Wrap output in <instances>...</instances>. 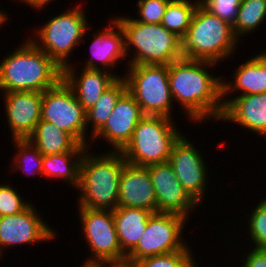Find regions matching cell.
<instances>
[{"label": "cell", "mask_w": 266, "mask_h": 267, "mask_svg": "<svg viewBox=\"0 0 266 267\" xmlns=\"http://www.w3.org/2000/svg\"><path fill=\"white\" fill-rule=\"evenodd\" d=\"M114 16L125 35L126 55L131 58H127L126 68L128 65H169L183 57L181 38L162 24L135 21L128 14Z\"/></svg>", "instance_id": "cell-4"}, {"label": "cell", "mask_w": 266, "mask_h": 267, "mask_svg": "<svg viewBox=\"0 0 266 267\" xmlns=\"http://www.w3.org/2000/svg\"><path fill=\"white\" fill-rule=\"evenodd\" d=\"M81 267H99V266H94V265H81Z\"/></svg>", "instance_id": "cell-39"}, {"label": "cell", "mask_w": 266, "mask_h": 267, "mask_svg": "<svg viewBox=\"0 0 266 267\" xmlns=\"http://www.w3.org/2000/svg\"><path fill=\"white\" fill-rule=\"evenodd\" d=\"M41 120L53 123L89 147L86 111L63 79L42 93Z\"/></svg>", "instance_id": "cell-11"}, {"label": "cell", "mask_w": 266, "mask_h": 267, "mask_svg": "<svg viewBox=\"0 0 266 267\" xmlns=\"http://www.w3.org/2000/svg\"><path fill=\"white\" fill-rule=\"evenodd\" d=\"M0 61V91L44 92L62 79L59 67L27 36Z\"/></svg>", "instance_id": "cell-2"}, {"label": "cell", "mask_w": 266, "mask_h": 267, "mask_svg": "<svg viewBox=\"0 0 266 267\" xmlns=\"http://www.w3.org/2000/svg\"><path fill=\"white\" fill-rule=\"evenodd\" d=\"M109 24L97 33L93 34L92 42L89 45L91 55L84 60V68L105 70L114 75L117 78H122L118 72H113L114 69L119 66L120 61H126L127 55L125 51V35L120 24L113 18L109 19ZM124 58V59H123ZM100 62V63H99ZM102 66V67H101Z\"/></svg>", "instance_id": "cell-16"}, {"label": "cell", "mask_w": 266, "mask_h": 267, "mask_svg": "<svg viewBox=\"0 0 266 267\" xmlns=\"http://www.w3.org/2000/svg\"><path fill=\"white\" fill-rule=\"evenodd\" d=\"M181 40L184 58L216 64L232 57L241 43L229 22L212 14L200 3L186 35Z\"/></svg>", "instance_id": "cell-5"}, {"label": "cell", "mask_w": 266, "mask_h": 267, "mask_svg": "<svg viewBox=\"0 0 266 267\" xmlns=\"http://www.w3.org/2000/svg\"><path fill=\"white\" fill-rule=\"evenodd\" d=\"M4 9H0V29L2 28L3 25L6 24V22L9 20V13L6 14L7 12Z\"/></svg>", "instance_id": "cell-37"}, {"label": "cell", "mask_w": 266, "mask_h": 267, "mask_svg": "<svg viewBox=\"0 0 266 267\" xmlns=\"http://www.w3.org/2000/svg\"><path fill=\"white\" fill-rule=\"evenodd\" d=\"M79 5L46 20V24L37 27L34 36L28 37L62 69L72 64L71 54L78 45L86 42L84 37L90 32L87 15Z\"/></svg>", "instance_id": "cell-6"}, {"label": "cell", "mask_w": 266, "mask_h": 267, "mask_svg": "<svg viewBox=\"0 0 266 267\" xmlns=\"http://www.w3.org/2000/svg\"><path fill=\"white\" fill-rule=\"evenodd\" d=\"M182 134L171 149L169 164L182 187L201 206L206 199L209 173L202 151ZM204 157V158H203Z\"/></svg>", "instance_id": "cell-12"}, {"label": "cell", "mask_w": 266, "mask_h": 267, "mask_svg": "<svg viewBox=\"0 0 266 267\" xmlns=\"http://www.w3.org/2000/svg\"><path fill=\"white\" fill-rule=\"evenodd\" d=\"M195 258H197V256L192 257L183 267H198L201 266L200 264H198V262L195 260Z\"/></svg>", "instance_id": "cell-38"}, {"label": "cell", "mask_w": 266, "mask_h": 267, "mask_svg": "<svg viewBox=\"0 0 266 267\" xmlns=\"http://www.w3.org/2000/svg\"><path fill=\"white\" fill-rule=\"evenodd\" d=\"M85 150H72L71 152L44 155L42 163V174L44 178L59 179L72 185L71 187H78L80 179V165Z\"/></svg>", "instance_id": "cell-24"}, {"label": "cell", "mask_w": 266, "mask_h": 267, "mask_svg": "<svg viewBox=\"0 0 266 267\" xmlns=\"http://www.w3.org/2000/svg\"><path fill=\"white\" fill-rule=\"evenodd\" d=\"M14 157H12V170L25 173L27 177L43 176L42 163L43 154L28 139H13Z\"/></svg>", "instance_id": "cell-28"}, {"label": "cell", "mask_w": 266, "mask_h": 267, "mask_svg": "<svg viewBox=\"0 0 266 267\" xmlns=\"http://www.w3.org/2000/svg\"><path fill=\"white\" fill-rule=\"evenodd\" d=\"M173 120L145 115L135 127L131 140L120 151L126 162L139 167L168 162L172 146L183 134Z\"/></svg>", "instance_id": "cell-7"}, {"label": "cell", "mask_w": 266, "mask_h": 267, "mask_svg": "<svg viewBox=\"0 0 266 267\" xmlns=\"http://www.w3.org/2000/svg\"><path fill=\"white\" fill-rule=\"evenodd\" d=\"M127 91L125 79L118 78L97 100L95 105L86 111L87 133L88 127L89 140L105 125L112 114L116 102ZM92 125V126H91Z\"/></svg>", "instance_id": "cell-25"}, {"label": "cell", "mask_w": 266, "mask_h": 267, "mask_svg": "<svg viewBox=\"0 0 266 267\" xmlns=\"http://www.w3.org/2000/svg\"><path fill=\"white\" fill-rule=\"evenodd\" d=\"M18 1L23 4H26L27 6L29 5L31 8H34L35 11H39V10L41 11L46 6L48 8V5L54 2L55 0L54 1L53 0H18Z\"/></svg>", "instance_id": "cell-35"}, {"label": "cell", "mask_w": 266, "mask_h": 267, "mask_svg": "<svg viewBox=\"0 0 266 267\" xmlns=\"http://www.w3.org/2000/svg\"><path fill=\"white\" fill-rule=\"evenodd\" d=\"M157 212L155 190L147 167L126 163L120 175L118 205Z\"/></svg>", "instance_id": "cell-18"}, {"label": "cell", "mask_w": 266, "mask_h": 267, "mask_svg": "<svg viewBox=\"0 0 266 267\" xmlns=\"http://www.w3.org/2000/svg\"><path fill=\"white\" fill-rule=\"evenodd\" d=\"M246 253H243V256H241L245 258H241L240 267H266V249H256L252 247Z\"/></svg>", "instance_id": "cell-34"}, {"label": "cell", "mask_w": 266, "mask_h": 267, "mask_svg": "<svg viewBox=\"0 0 266 267\" xmlns=\"http://www.w3.org/2000/svg\"><path fill=\"white\" fill-rule=\"evenodd\" d=\"M90 150H85L80 165L76 208L114 210L118 205L120 175L127 162L120 151L94 154Z\"/></svg>", "instance_id": "cell-3"}, {"label": "cell", "mask_w": 266, "mask_h": 267, "mask_svg": "<svg viewBox=\"0 0 266 267\" xmlns=\"http://www.w3.org/2000/svg\"><path fill=\"white\" fill-rule=\"evenodd\" d=\"M8 128L13 139H27L41 120L42 92L1 93Z\"/></svg>", "instance_id": "cell-17"}, {"label": "cell", "mask_w": 266, "mask_h": 267, "mask_svg": "<svg viewBox=\"0 0 266 267\" xmlns=\"http://www.w3.org/2000/svg\"><path fill=\"white\" fill-rule=\"evenodd\" d=\"M216 65L219 66L216 63L184 57L168 65L169 86L174 104L178 103L185 118L192 123L199 124L213 119L220 121L224 109L222 75L213 76V72L209 70Z\"/></svg>", "instance_id": "cell-1"}, {"label": "cell", "mask_w": 266, "mask_h": 267, "mask_svg": "<svg viewBox=\"0 0 266 267\" xmlns=\"http://www.w3.org/2000/svg\"><path fill=\"white\" fill-rule=\"evenodd\" d=\"M34 203L19 214L0 217V257L6 248L50 242L57 231L41 217ZM55 238V239H54ZM5 248V249H4ZM0 258V260H1Z\"/></svg>", "instance_id": "cell-13"}, {"label": "cell", "mask_w": 266, "mask_h": 267, "mask_svg": "<svg viewBox=\"0 0 266 267\" xmlns=\"http://www.w3.org/2000/svg\"><path fill=\"white\" fill-rule=\"evenodd\" d=\"M262 200L257 203V205L251 209L250 215L247 214L248 222L247 224L248 232H246L249 237V242L252 244L249 248L253 247L256 249H266V198H261Z\"/></svg>", "instance_id": "cell-29"}, {"label": "cell", "mask_w": 266, "mask_h": 267, "mask_svg": "<svg viewBox=\"0 0 266 267\" xmlns=\"http://www.w3.org/2000/svg\"><path fill=\"white\" fill-rule=\"evenodd\" d=\"M144 116L137 101L126 91L116 102L105 125L91 138L89 148L95 145L93 141L102 138L111 146L108 151H121L131 140L135 127Z\"/></svg>", "instance_id": "cell-15"}, {"label": "cell", "mask_w": 266, "mask_h": 267, "mask_svg": "<svg viewBox=\"0 0 266 267\" xmlns=\"http://www.w3.org/2000/svg\"><path fill=\"white\" fill-rule=\"evenodd\" d=\"M171 0H137L136 6L138 7L136 15L133 18L135 21L161 24L166 7Z\"/></svg>", "instance_id": "cell-32"}, {"label": "cell", "mask_w": 266, "mask_h": 267, "mask_svg": "<svg viewBox=\"0 0 266 267\" xmlns=\"http://www.w3.org/2000/svg\"><path fill=\"white\" fill-rule=\"evenodd\" d=\"M99 267H138L137 263L128 259L110 261L98 265Z\"/></svg>", "instance_id": "cell-36"}, {"label": "cell", "mask_w": 266, "mask_h": 267, "mask_svg": "<svg viewBox=\"0 0 266 267\" xmlns=\"http://www.w3.org/2000/svg\"><path fill=\"white\" fill-rule=\"evenodd\" d=\"M224 106L220 120L237 124L266 140V92L254 95L231 96ZM245 128V129H244Z\"/></svg>", "instance_id": "cell-20"}, {"label": "cell", "mask_w": 266, "mask_h": 267, "mask_svg": "<svg viewBox=\"0 0 266 267\" xmlns=\"http://www.w3.org/2000/svg\"><path fill=\"white\" fill-rule=\"evenodd\" d=\"M188 222L189 220L178 214L152 213L138 244L126 259L135 262L146 257L184 250L188 246L183 235Z\"/></svg>", "instance_id": "cell-10"}, {"label": "cell", "mask_w": 266, "mask_h": 267, "mask_svg": "<svg viewBox=\"0 0 266 267\" xmlns=\"http://www.w3.org/2000/svg\"><path fill=\"white\" fill-rule=\"evenodd\" d=\"M27 139L38 148L43 156L88 148V146L81 145L71 134L43 120H40Z\"/></svg>", "instance_id": "cell-23"}, {"label": "cell", "mask_w": 266, "mask_h": 267, "mask_svg": "<svg viewBox=\"0 0 266 267\" xmlns=\"http://www.w3.org/2000/svg\"><path fill=\"white\" fill-rule=\"evenodd\" d=\"M81 233L88 245V259L82 265H94L126 259L118 240L113 210L78 208Z\"/></svg>", "instance_id": "cell-9"}, {"label": "cell", "mask_w": 266, "mask_h": 267, "mask_svg": "<svg viewBox=\"0 0 266 267\" xmlns=\"http://www.w3.org/2000/svg\"><path fill=\"white\" fill-rule=\"evenodd\" d=\"M123 78L127 91L144 115L173 119L174 104L169 86L168 65H128Z\"/></svg>", "instance_id": "cell-8"}, {"label": "cell", "mask_w": 266, "mask_h": 267, "mask_svg": "<svg viewBox=\"0 0 266 267\" xmlns=\"http://www.w3.org/2000/svg\"><path fill=\"white\" fill-rule=\"evenodd\" d=\"M146 209L117 206L113 210V219L122 252L127 256L138 244L145 231L149 216Z\"/></svg>", "instance_id": "cell-22"}, {"label": "cell", "mask_w": 266, "mask_h": 267, "mask_svg": "<svg viewBox=\"0 0 266 267\" xmlns=\"http://www.w3.org/2000/svg\"><path fill=\"white\" fill-rule=\"evenodd\" d=\"M191 249L187 246L181 251L146 257L135 262L138 267H183L195 255Z\"/></svg>", "instance_id": "cell-31"}, {"label": "cell", "mask_w": 266, "mask_h": 267, "mask_svg": "<svg viewBox=\"0 0 266 267\" xmlns=\"http://www.w3.org/2000/svg\"><path fill=\"white\" fill-rule=\"evenodd\" d=\"M266 20V0H243L238 8L237 20L233 25L235 36L242 42ZM248 34V35H247Z\"/></svg>", "instance_id": "cell-27"}, {"label": "cell", "mask_w": 266, "mask_h": 267, "mask_svg": "<svg viewBox=\"0 0 266 267\" xmlns=\"http://www.w3.org/2000/svg\"><path fill=\"white\" fill-rule=\"evenodd\" d=\"M199 3L200 0H171L161 24L182 39L191 25L192 16Z\"/></svg>", "instance_id": "cell-26"}, {"label": "cell", "mask_w": 266, "mask_h": 267, "mask_svg": "<svg viewBox=\"0 0 266 267\" xmlns=\"http://www.w3.org/2000/svg\"><path fill=\"white\" fill-rule=\"evenodd\" d=\"M155 190L157 212L174 213L189 219L200 205L186 192L169 162L147 166Z\"/></svg>", "instance_id": "cell-14"}, {"label": "cell", "mask_w": 266, "mask_h": 267, "mask_svg": "<svg viewBox=\"0 0 266 267\" xmlns=\"http://www.w3.org/2000/svg\"><path fill=\"white\" fill-rule=\"evenodd\" d=\"M73 63L62 69V79L71 88L78 102L87 111L95 105L100 96L118 79L114 73L105 70L82 68L77 73ZM76 69V70H75Z\"/></svg>", "instance_id": "cell-19"}, {"label": "cell", "mask_w": 266, "mask_h": 267, "mask_svg": "<svg viewBox=\"0 0 266 267\" xmlns=\"http://www.w3.org/2000/svg\"><path fill=\"white\" fill-rule=\"evenodd\" d=\"M15 188L6 182L0 183V217L19 214L31 204Z\"/></svg>", "instance_id": "cell-30"}, {"label": "cell", "mask_w": 266, "mask_h": 267, "mask_svg": "<svg viewBox=\"0 0 266 267\" xmlns=\"http://www.w3.org/2000/svg\"><path fill=\"white\" fill-rule=\"evenodd\" d=\"M261 52L250 59H245L246 62L235 68L232 74L234 76L233 82L224 76L222 77V102L224 106L231 100V95L232 93L235 94L236 90L238 93L241 91L238 96L266 92V50Z\"/></svg>", "instance_id": "cell-21"}, {"label": "cell", "mask_w": 266, "mask_h": 267, "mask_svg": "<svg viewBox=\"0 0 266 267\" xmlns=\"http://www.w3.org/2000/svg\"><path fill=\"white\" fill-rule=\"evenodd\" d=\"M243 0H200V4L232 26L237 20L238 8Z\"/></svg>", "instance_id": "cell-33"}]
</instances>
